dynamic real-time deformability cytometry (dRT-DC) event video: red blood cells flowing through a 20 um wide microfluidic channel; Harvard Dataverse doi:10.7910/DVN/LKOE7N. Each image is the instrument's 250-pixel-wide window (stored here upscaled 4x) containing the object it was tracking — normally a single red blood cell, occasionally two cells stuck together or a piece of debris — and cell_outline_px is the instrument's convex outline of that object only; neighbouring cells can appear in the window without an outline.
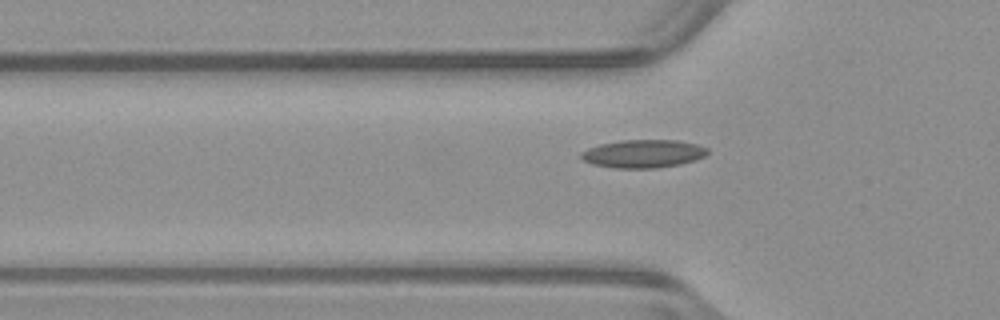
{"species": "common noctule bat (a hibernating species)", "species_latin": "Nyctalus noctula", "temperature_condition": "warm", "stored_images_in_passage": 38, "camera_frame_rate_fps": 3000, "um_per_image_px": 0.085, "animal": {"sex": "male", "body_mass_g": 23.1, "forearm_length_mm": 52.7}, "frame": {"image": 1, "passage_image": 7, "time_ms": 2.0, "image_size_px": [1000, 320], "cell_outline_px": [[708, 152], [704, 156], [696, 160], [680, 164], [656, 168], [616, 168], [592, 164], [584, 160], [580, 156], [580, 152], [588, 148], [600, 144], [620, 140], [676, 140], [696, 144], [708, 148]], "centroid_in_image_um": [54.67, 13.06], "position_along_channel_um": 71.1, "area_um2": 20.69}}
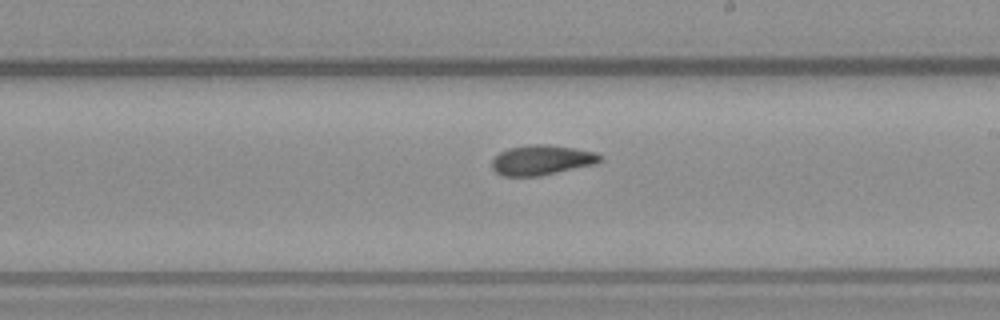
{"frame": {"image": 2, "passage_image": 20, "time_ms": 6.333, "image_size_px": [1000, 320], "cell_outline_px": [[604, 160], [596, 164], [540, 176], [504, 176], [496, 172], [492, 168], [492, 160], [500, 152], [508, 148], [532, 144], [548, 144], [596, 152]], "centroid_in_image_um": [46.06, 13.61], "position_along_channel_um": 242.9, "area_um2": 18.9}}
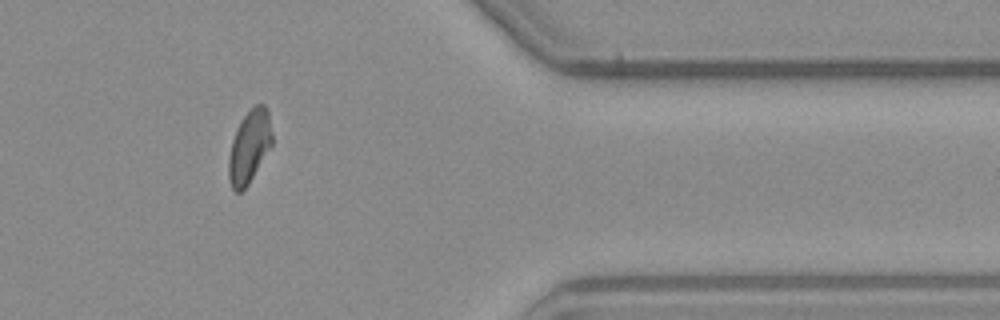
{"frame": {"image": 3, "passage_image": 33, "time_ms": 10.667, "image_size_px": [1000, 320], "cell_outline_px": [[272, 144], [248, 184], [240, 192], [236, 192], [232, 188], [228, 180], [228, 160], [232, 140], [236, 128], [240, 120], [256, 104], [264, 104], [268, 108], [272, 132]], "centroid_in_image_um": [21.19, 12.45], "position_along_channel_um": 390.2, "area_um2": 18.38}}